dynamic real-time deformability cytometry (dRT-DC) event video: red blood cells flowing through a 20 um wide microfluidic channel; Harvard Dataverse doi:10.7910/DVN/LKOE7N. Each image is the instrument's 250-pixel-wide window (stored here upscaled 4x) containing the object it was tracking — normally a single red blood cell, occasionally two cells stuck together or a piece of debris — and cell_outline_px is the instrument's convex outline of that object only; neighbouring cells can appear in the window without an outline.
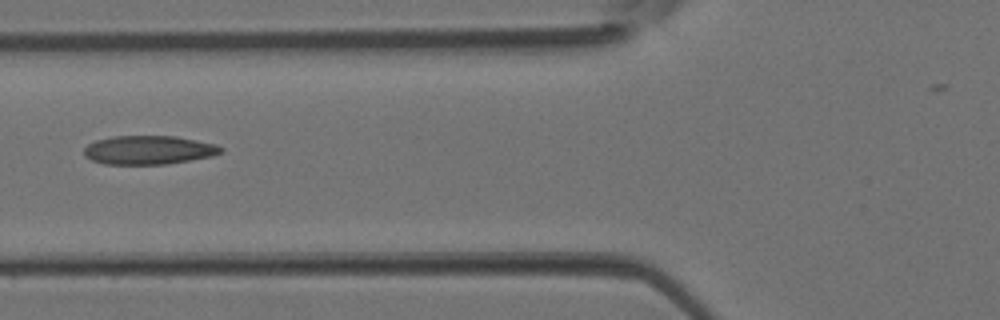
{"species": "Egyptian fruit bat (a non-hibernating species)", "species_latin": "Rousettus aegyptiacus", "temperature_condition": "room temperature", "stored_images_in_passage": 5, "camera_frame_rate_fps": 3000, "um_per_image_px": 0.085, "animal": {"sex": "female"}, "frame": {"image": 1, "passage_image": 5, "time_ms": 1.333, "image_size_px": [1000, 320], "cell_outline_px": [[224, 152], [212, 156], [164, 164], [104, 164], [92, 160], [84, 156], [84, 148], [88, 144], [96, 140], [112, 136], [176, 136], [216, 144], [224, 148]], "centroid_in_image_um": [12.64, 12.74], "position_along_channel_um": 113.2, "area_um2": 22.95}}